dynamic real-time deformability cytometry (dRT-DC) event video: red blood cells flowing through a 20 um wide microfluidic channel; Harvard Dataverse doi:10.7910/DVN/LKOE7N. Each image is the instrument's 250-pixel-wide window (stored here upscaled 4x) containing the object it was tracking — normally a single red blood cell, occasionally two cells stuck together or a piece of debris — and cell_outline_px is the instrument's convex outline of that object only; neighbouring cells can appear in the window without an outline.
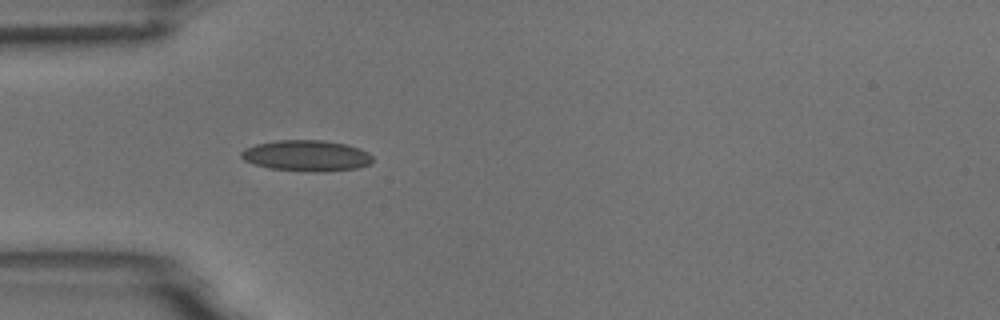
{"species": "common noctule bat (a hibernating species)", "species_latin": "Nyctalus noctula", "temperature_condition": "room temperature", "stored_images_in_passage": 1, "camera_frame_rate_fps": 3000, "um_per_image_px": 0.085, "animal": {"sex": "male", "body_mass_g": 18.8}, "frame": {"image": 1, "passage_image": 1, "time_ms": 0.0, "image_size_px": [1000, 320], "cell_outline_px": [[372, 164], [356, 168], [324, 172], [304, 172], [272, 168], [252, 164], [244, 160], [240, 156], [240, 152], [244, 148], [256, 144], [276, 140], [324, 140], [344, 144], [360, 148], [368, 152], [372, 156]], "centroid_in_image_um": [26.04, 13.24], "position_along_channel_um": 59.0, "area_um2": 23.99}}